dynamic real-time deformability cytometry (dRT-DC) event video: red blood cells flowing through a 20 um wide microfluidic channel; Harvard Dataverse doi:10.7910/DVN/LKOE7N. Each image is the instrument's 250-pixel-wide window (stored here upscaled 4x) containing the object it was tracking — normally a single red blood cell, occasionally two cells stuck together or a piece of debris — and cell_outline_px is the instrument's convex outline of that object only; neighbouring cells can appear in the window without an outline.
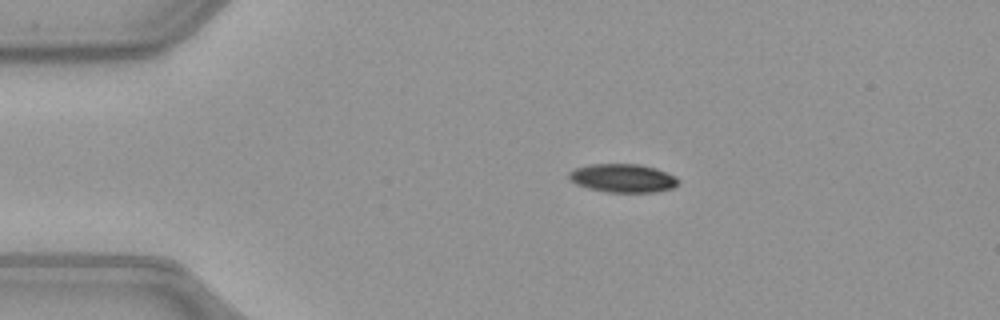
{"species": "common noctule bat (a hibernating species)", "species_latin": "Nyctalus noctula", "temperature_condition": "warm", "stored_images_in_passage": 51, "camera_frame_rate_fps": 3000, "um_per_image_px": 0.085, "animal": {"sex": "female", "body_mass_g": 21.9}, "frame": {"image": 1, "passage_image": 10, "time_ms": 3.0, "image_size_px": [1000, 320], "cell_outline_px": [[680, 184], [672, 188], [652, 192], [608, 192], [588, 188], [576, 184], [568, 180], [568, 172], [572, 168], [588, 164], [640, 164], [656, 168], [676, 176], [680, 180]], "centroid_in_image_um": [52.91, 15.13], "position_along_channel_um": 32.1, "area_um2": 18.44}}
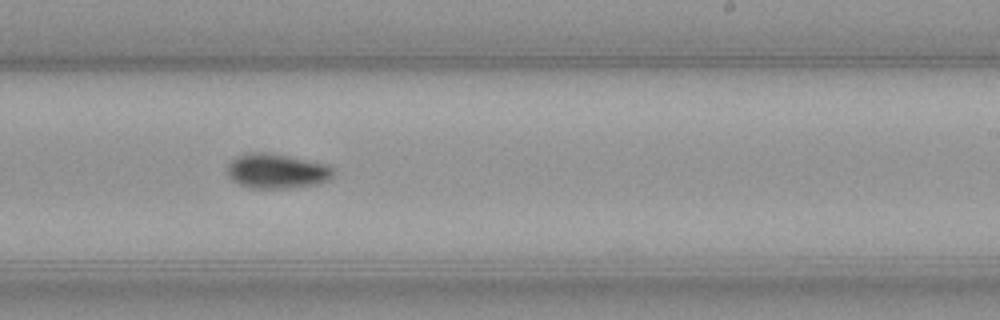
{"frame": {"image": 2, "passage_image": 31, "time_ms": 10.0, "image_size_px": [1000, 320], "cell_outline_px": [[332, 176], [328, 180], [320, 184], [284, 188], [248, 188], [232, 180], [228, 176], [228, 164], [236, 156], [252, 152], [268, 152], [328, 164], [332, 168]], "centroid_in_image_um": [23.51, 14.54], "position_along_channel_um": 265.5, "area_um2": 21.44}}
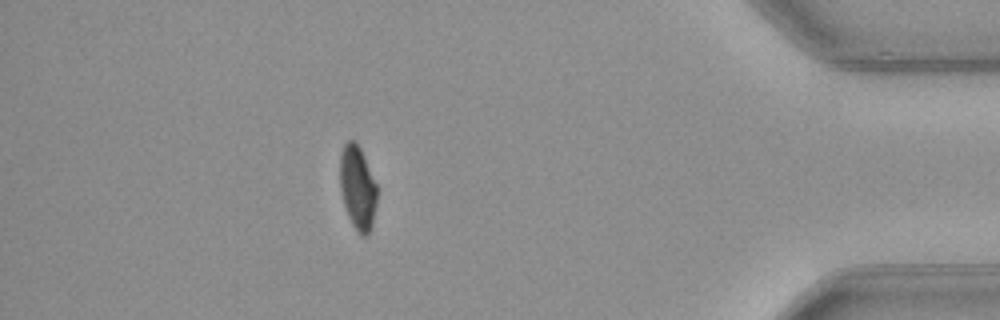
{"frame": {"image": 3, "passage_image": 45, "time_ms": 14.667, "image_size_px": [1000, 320], "cell_outline_px": [[376, 204], [372, 224], [368, 236], [360, 236], [352, 224], [348, 216], [344, 204], [340, 188], [340, 152], [344, 144], [348, 140], [352, 140], [360, 148], [364, 156], [376, 184]], "centroid_in_image_um": [30.38, 15.97], "position_along_channel_um": 404.8, "area_um2": 17.98}, "authors_computed_cell_mechanics": {"area_um2": 19.2474, "velocity_mm_per_s": 4.0381, "shape_relaxation_time_tau1_ms": 3.3817, "shape_relaxation_time_tau2_ms": null, "deformation_change_tau1": 0.1535, "deformation_change_tau2": null}}